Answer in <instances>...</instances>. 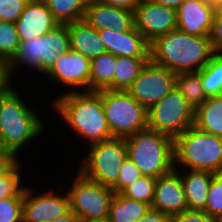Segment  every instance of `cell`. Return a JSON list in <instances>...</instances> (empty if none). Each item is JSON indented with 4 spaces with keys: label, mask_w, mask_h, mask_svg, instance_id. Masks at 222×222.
<instances>
[{
    "label": "cell",
    "mask_w": 222,
    "mask_h": 222,
    "mask_svg": "<svg viewBox=\"0 0 222 222\" xmlns=\"http://www.w3.org/2000/svg\"><path fill=\"white\" fill-rule=\"evenodd\" d=\"M72 181L65 190L69 197L70 210L80 220L108 218L115 195L113 189L84 177L78 170Z\"/></svg>",
    "instance_id": "ba28073f"
},
{
    "label": "cell",
    "mask_w": 222,
    "mask_h": 222,
    "mask_svg": "<svg viewBox=\"0 0 222 222\" xmlns=\"http://www.w3.org/2000/svg\"><path fill=\"white\" fill-rule=\"evenodd\" d=\"M209 36H193L178 28L149 43V59L175 74L196 72L214 55Z\"/></svg>",
    "instance_id": "3957f363"
},
{
    "label": "cell",
    "mask_w": 222,
    "mask_h": 222,
    "mask_svg": "<svg viewBox=\"0 0 222 222\" xmlns=\"http://www.w3.org/2000/svg\"><path fill=\"white\" fill-rule=\"evenodd\" d=\"M209 37L214 53L222 55V7L215 10Z\"/></svg>",
    "instance_id": "8d00e7d4"
},
{
    "label": "cell",
    "mask_w": 222,
    "mask_h": 222,
    "mask_svg": "<svg viewBox=\"0 0 222 222\" xmlns=\"http://www.w3.org/2000/svg\"><path fill=\"white\" fill-rule=\"evenodd\" d=\"M150 205L115 193L109 210V222H138L150 209Z\"/></svg>",
    "instance_id": "d4e9b609"
},
{
    "label": "cell",
    "mask_w": 222,
    "mask_h": 222,
    "mask_svg": "<svg viewBox=\"0 0 222 222\" xmlns=\"http://www.w3.org/2000/svg\"><path fill=\"white\" fill-rule=\"evenodd\" d=\"M99 3L110 5L128 11L134 12L140 3V0H96Z\"/></svg>",
    "instance_id": "ab89813d"
},
{
    "label": "cell",
    "mask_w": 222,
    "mask_h": 222,
    "mask_svg": "<svg viewBox=\"0 0 222 222\" xmlns=\"http://www.w3.org/2000/svg\"><path fill=\"white\" fill-rule=\"evenodd\" d=\"M18 161L15 153L0 147V177L5 175Z\"/></svg>",
    "instance_id": "f35d334b"
},
{
    "label": "cell",
    "mask_w": 222,
    "mask_h": 222,
    "mask_svg": "<svg viewBox=\"0 0 222 222\" xmlns=\"http://www.w3.org/2000/svg\"><path fill=\"white\" fill-rule=\"evenodd\" d=\"M20 66H27L35 69L38 73H42V35H38L35 39L21 41L18 51L13 60L4 68L5 82L10 84L15 80L13 77L20 70Z\"/></svg>",
    "instance_id": "44dd1931"
},
{
    "label": "cell",
    "mask_w": 222,
    "mask_h": 222,
    "mask_svg": "<svg viewBox=\"0 0 222 222\" xmlns=\"http://www.w3.org/2000/svg\"><path fill=\"white\" fill-rule=\"evenodd\" d=\"M176 76L167 68L149 60L126 91L148 109L176 86Z\"/></svg>",
    "instance_id": "30bf717a"
},
{
    "label": "cell",
    "mask_w": 222,
    "mask_h": 222,
    "mask_svg": "<svg viewBox=\"0 0 222 222\" xmlns=\"http://www.w3.org/2000/svg\"><path fill=\"white\" fill-rule=\"evenodd\" d=\"M176 88L194 110L207 99L201 85L200 74L197 71L177 74Z\"/></svg>",
    "instance_id": "83f0119b"
},
{
    "label": "cell",
    "mask_w": 222,
    "mask_h": 222,
    "mask_svg": "<svg viewBox=\"0 0 222 222\" xmlns=\"http://www.w3.org/2000/svg\"><path fill=\"white\" fill-rule=\"evenodd\" d=\"M14 23L20 42L45 35L59 25L43 0H29Z\"/></svg>",
    "instance_id": "5bb4252c"
},
{
    "label": "cell",
    "mask_w": 222,
    "mask_h": 222,
    "mask_svg": "<svg viewBox=\"0 0 222 222\" xmlns=\"http://www.w3.org/2000/svg\"><path fill=\"white\" fill-rule=\"evenodd\" d=\"M67 28L71 50L81 53L90 60L106 52L98 30L85 19L67 23Z\"/></svg>",
    "instance_id": "d6986e66"
},
{
    "label": "cell",
    "mask_w": 222,
    "mask_h": 222,
    "mask_svg": "<svg viewBox=\"0 0 222 222\" xmlns=\"http://www.w3.org/2000/svg\"><path fill=\"white\" fill-rule=\"evenodd\" d=\"M176 170L180 173L188 210L203 211L214 173L189 169H186V171L185 169Z\"/></svg>",
    "instance_id": "ffe728a7"
},
{
    "label": "cell",
    "mask_w": 222,
    "mask_h": 222,
    "mask_svg": "<svg viewBox=\"0 0 222 222\" xmlns=\"http://www.w3.org/2000/svg\"><path fill=\"white\" fill-rule=\"evenodd\" d=\"M213 7H222V0H207Z\"/></svg>",
    "instance_id": "f6af8a7d"
},
{
    "label": "cell",
    "mask_w": 222,
    "mask_h": 222,
    "mask_svg": "<svg viewBox=\"0 0 222 222\" xmlns=\"http://www.w3.org/2000/svg\"><path fill=\"white\" fill-rule=\"evenodd\" d=\"M19 44L15 23L0 20V66L3 69L15 57Z\"/></svg>",
    "instance_id": "f546056e"
},
{
    "label": "cell",
    "mask_w": 222,
    "mask_h": 222,
    "mask_svg": "<svg viewBox=\"0 0 222 222\" xmlns=\"http://www.w3.org/2000/svg\"><path fill=\"white\" fill-rule=\"evenodd\" d=\"M84 19L96 30L129 31L134 26V12L90 0Z\"/></svg>",
    "instance_id": "ac0fdd59"
},
{
    "label": "cell",
    "mask_w": 222,
    "mask_h": 222,
    "mask_svg": "<svg viewBox=\"0 0 222 222\" xmlns=\"http://www.w3.org/2000/svg\"><path fill=\"white\" fill-rule=\"evenodd\" d=\"M31 188L27 185L24 188L23 222H50L70 210L67 192H54L52 186L37 194Z\"/></svg>",
    "instance_id": "8fae6325"
},
{
    "label": "cell",
    "mask_w": 222,
    "mask_h": 222,
    "mask_svg": "<svg viewBox=\"0 0 222 222\" xmlns=\"http://www.w3.org/2000/svg\"><path fill=\"white\" fill-rule=\"evenodd\" d=\"M4 69L0 66V88L5 84Z\"/></svg>",
    "instance_id": "bcb514c9"
},
{
    "label": "cell",
    "mask_w": 222,
    "mask_h": 222,
    "mask_svg": "<svg viewBox=\"0 0 222 222\" xmlns=\"http://www.w3.org/2000/svg\"><path fill=\"white\" fill-rule=\"evenodd\" d=\"M148 128L173 139L194 125V109L176 86L147 109Z\"/></svg>",
    "instance_id": "9c48e42d"
},
{
    "label": "cell",
    "mask_w": 222,
    "mask_h": 222,
    "mask_svg": "<svg viewBox=\"0 0 222 222\" xmlns=\"http://www.w3.org/2000/svg\"><path fill=\"white\" fill-rule=\"evenodd\" d=\"M156 3H159L167 8H171L175 11L178 10L179 6L185 1V0H153Z\"/></svg>",
    "instance_id": "7bdbcfd3"
},
{
    "label": "cell",
    "mask_w": 222,
    "mask_h": 222,
    "mask_svg": "<svg viewBox=\"0 0 222 222\" xmlns=\"http://www.w3.org/2000/svg\"><path fill=\"white\" fill-rule=\"evenodd\" d=\"M128 156L145 176L158 178L174 169L173 138L146 128L125 138Z\"/></svg>",
    "instance_id": "5b68a950"
},
{
    "label": "cell",
    "mask_w": 222,
    "mask_h": 222,
    "mask_svg": "<svg viewBox=\"0 0 222 222\" xmlns=\"http://www.w3.org/2000/svg\"><path fill=\"white\" fill-rule=\"evenodd\" d=\"M70 49L67 24H59L52 31L42 35V76L51 69L61 54Z\"/></svg>",
    "instance_id": "7402d4cb"
},
{
    "label": "cell",
    "mask_w": 222,
    "mask_h": 222,
    "mask_svg": "<svg viewBox=\"0 0 222 222\" xmlns=\"http://www.w3.org/2000/svg\"><path fill=\"white\" fill-rule=\"evenodd\" d=\"M19 90L11 83L0 88V147L20 157L19 152L40 138L47 127L42 116L25 103Z\"/></svg>",
    "instance_id": "7a4b0ae2"
},
{
    "label": "cell",
    "mask_w": 222,
    "mask_h": 222,
    "mask_svg": "<svg viewBox=\"0 0 222 222\" xmlns=\"http://www.w3.org/2000/svg\"><path fill=\"white\" fill-rule=\"evenodd\" d=\"M90 65V59L70 49L58 57L44 77L66 88L63 94L89 91Z\"/></svg>",
    "instance_id": "7c38bea8"
},
{
    "label": "cell",
    "mask_w": 222,
    "mask_h": 222,
    "mask_svg": "<svg viewBox=\"0 0 222 222\" xmlns=\"http://www.w3.org/2000/svg\"><path fill=\"white\" fill-rule=\"evenodd\" d=\"M197 72L200 74L201 85L207 98L222 94V55L214 54Z\"/></svg>",
    "instance_id": "f1b7e54d"
},
{
    "label": "cell",
    "mask_w": 222,
    "mask_h": 222,
    "mask_svg": "<svg viewBox=\"0 0 222 222\" xmlns=\"http://www.w3.org/2000/svg\"><path fill=\"white\" fill-rule=\"evenodd\" d=\"M106 52L116 57H149V43L133 26L129 31L98 30Z\"/></svg>",
    "instance_id": "e0dca14e"
},
{
    "label": "cell",
    "mask_w": 222,
    "mask_h": 222,
    "mask_svg": "<svg viewBox=\"0 0 222 222\" xmlns=\"http://www.w3.org/2000/svg\"><path fill=\"white\" fill-rule=\"evenodd\" d=\"M170 215L150 207L138 222H170Z\"/></svg>",
    "instance_id": "60d3db41"
},
{
    "label": "cell",
    "mask_w": 222,
    "mask_h": 222,
    "mask_svg": "<svg viewBox=\"0 0 222 222\" xmlns=\"http://www.w3.org/2000/svg\"><path fill=\"white\" fill-rule=\"evenodd\" d=\"M194 126L203 132L222 137V94L207 98L194 110Z\"/></svg>",
    "instance_id": "603a6c76"
},
{
    "label": "cell",
    "mask_w": 222,
    "mask_h": 222,
    "mask_svg": "<svg viewBox=\"0 0 222 222\" xmlns=\"http://www.w3.org/2000/svg\"><path fill=\"white\" fill-rule=\"evenodd\" d=\"M134 27L151 43L177 28V11L153 0H140L134 11Z\"/></svg>",
    "instance_id": "4fadbf2b"
},
{
    "label": "cell",
    "mask_w": 222,
    "mask_h": 222,
    "mask_svg": "<svg viewBox=\"0 0 222 222\" xmlns=\"http://www.w3.org/2000/svg\"><path fill=\"white\" fill-rule=\"evenodd\" d=\"M203 211L217 222L222 219V172L214 173L212 177Z\"/></svg>",
    "instance_id": "d6a6232c"
},
{
    "label": "cell",
    "mask_w": 222,
    "mask_h": 222,
    "mask_svg": "<svg viewBox=\"0 0 222 222\" xmlns=\"http://www.w3.org/2000/svg\"><path fill=\"white\" fill-rule=\"evenodd\" d=\"M98 92L112 137L127 138L148 128L147 109L126 90L103 89Z\"/></svg>",
    "instance_id": "8992f818"
},
{
    "label": "cell",
    "mask_w": 222,
    "mask_h": 222,
    "mask_svg": "<svg viewBox=\"0 0 222 222\" xmlns=\"http://www.w3.org/2000/svg\"><path fill=\"white\" fill-rule=\"evenodd\" d=\"M19 160L5 175L0 177V199H7L10 197H24V188L22 186L23 164ZM22 169V170H21ZM23 176V177H22Z\"/></svg>",
    "instance_id": "4dcf8cb0"
},
{
    "label": "cell",
    "mask_w": 222,
    "mask_h": 222,
    "mask_svg": "<svg viewBox=\"0 0 222 222\" xmlns=\"http://www.w3.org/2000/svg\"><path fill=\"white\" fill-rule=\"evenodd\" d=\"M149 60V57H116L113 90H127Z\"/></svg>",
    "instance_id": "484cf974"
},
{
    "label": "cell",
    "mask_w": 222,
    "mask_h": 222,
    "mask_svg": "<svg viewBox=\"0 0 222 222\" xmlns=\"http://www.w3.org/2000/svg\"><path fill=\"white\" fill-rule=\"evenodd\" d=\"M139 167L127 156L119 168L117 182L111 187L114 193H121L134 180L142 177Z\"/></svg>",
    "instance_id": "836d02e7"
},
{
    "label": "cell",
    "mask_w": 222,
    "mask_h": 222,
    "mask_svg": "<svg viewBox=\"0 0 222 222\" xmlns=\"http://www.w3.org/2000/svg\"><path fill=\"white\" fill-rule=\"evenodd\" d=\"M216 8L207 0H185L177 10V28L193 36H209Z\"/></svg>",
    "instance_id": "2e32d148"
},
{
    "label": "cell",
    "mask_w": 222,
    "mask_h": 222,
    "mask_svg": "<svg viewBox=\"0 0 222 222\" xmlns=\"http://www.w3.org/2000/svg\"><path fill=\"white\" fill-rule=\"evenodd\" d=\"M51 101L52 110L59 114L60 119L65 121V125L67 124L78 138L85 140V146L112 138L102 97L98 91L60 94Z\"/></svg>",
    "instance_id": "6da1fadb"
},
{
    "label": "cell",
    "mask_w": 222,
    "mask_h": 222,
    "mask_svg": "<svg viewBox=\"0 0 222 222\" xmlns=\"http://www.w3.org/2000/svg\"><path fill=\"white\" fill-rule=\"evenodd\" d=\"M59 24L84 19L90 0H43Z\"/></svg>",
    "instance_id": "4316f807"
},
{
    "label": "cell",
    "mask_w": 222,
    "mask_h": 222,
    "mask_svg": "<svg viewBox=\"0 0 222 222\" xmlns=\"http://www.w3.org/2000/svg\"><path fill=\"white\" fill-rule=\"evenodd\" d=\"M80 222H109L108 218H101V219H84L80 220Z\"/></svg>",
    "instance_id": "ee69618b"
},
{
    "label": "cell",
    "mask_w": 222,
    "mask_h": 222,
    "mask_svg": "<svg viewBox=\"0 0 222 222\" xmlns=\"http://www.w3.org/2000/svg\"><path fill=\"white\" fill-rule=\"evenodd\" d=\"M78 171L86 178L112 187L119 174V168L128 156L125 138L112 137L87 146Z\"/></svg>",
    "instance_id": "52a82bcc"
},
{
    "label": "cell",
    "mask_w": 222,
    "mask_h": 222,
    "mask_svg": "<svg viewBox=\"0 0 222 222\" xmlns=\"http://www.w3.org/2000/svg\"><path fill=\"white\" fill-rule=\"evenodd\" d=\"M29 0H0V20L15 22Z\"/></svg>",
    "instance_id": "d590c367"
},
{
    "label": "cell",
    "mask_w": 222,
    "mask_h": 222,
    "mask_svg": "<svg viewBox=\"0 0 222 222\" xmlns=\"http://www.w3.org/2000/svg\"><path fill=\"white\" fill-rule=\"evenodd\" d=\"M151 207L170 216L188 210L180 173L176 169L157 178Z\"/></svg>",
    "instance_id": "9a60e30c"
},
{
    "label": "cell",
    "mask_w": 222,
    "mask_h": 222,
    "mask_svg": "<svg viewBox=\"0 0 222 222\" xmlns=\"http://www.w3.org/2000/svg\"><path fill=\"white\" fill-rule=\"evenodd\" d=\"M170 222H217L214 218L207 215L204 211L186 210L172 215Z\"/></svg>",
    "instance_id": "74e56055"
},
{
    "label": "cell",
    "mask_w": 222,
    "mask_h": 222,
    "mask_svg": "<svg viewBox=\"0 0 222 222\" xmlns=\"http://www.w3.org/2000/svg\"><path fill=\"white\" fill-rule=\"evenodd\" d=\"M174 169L222 172V137L194 125L173 139Z\"/></svg>",
    "instance_id": "277c9868"
},
{
    "label": "cell",
    "mask_w": 222,
    "mask_h": 222,
    "mask_svg": "<svg viewBox=\"0 0 222 222\" xmlns=\"http://www.w3.org/2000/svg\"><path fill=\"white\" fill-rule=\"evenodd\" d=\"M116 56L105 52L91 60L89 91L113 90Z\"/></svg>",
    "instance_id": "cb8c5ba5"
},
{
    "label": "cell",
    "mask_w": 222,
    "mask_h": 222,
    "mask_svg": "<svg viewBox=\"0 0 222 222\" xmlns=\"http://www.w3.org/2000/svg\"><path fill=\"white\" fill-rule=\"evenodd\" d=\"M157 179L151 176H145L134 180L120 194L126 198L141 201L151 206Z\"/></svg>",
    "instance_id": "1f68e13d"
},
{
    "label": "cell",
    "mask_w": 222,
    "mask_h": 222,
    "mask_svg": "<svg viewBox=\"0 0 222 222\" xmlns=\"http://www.w3.org/2000/svg\"><path fill=\"white\" fill-rule=\"evenodd\" d=\"M50 222H80V218L71 210Z\"/></svg>",
    "instance_id": "b9f144b4"
},
{
    "label": "cell",
    "mask_w": 222,
    "mask_h": 222,
    "mask_svg": "<svg viewBox=\"0 0 222 222\" xmlns=\"http://www.w3.org/2000/svg\"><path fill=\"white\" fill-rule=\"evenodd\" d=\"M24 197L0 199V222H23Z\"/></svg>",
    "instance_id": "e575fe53"
}]
</instances>
